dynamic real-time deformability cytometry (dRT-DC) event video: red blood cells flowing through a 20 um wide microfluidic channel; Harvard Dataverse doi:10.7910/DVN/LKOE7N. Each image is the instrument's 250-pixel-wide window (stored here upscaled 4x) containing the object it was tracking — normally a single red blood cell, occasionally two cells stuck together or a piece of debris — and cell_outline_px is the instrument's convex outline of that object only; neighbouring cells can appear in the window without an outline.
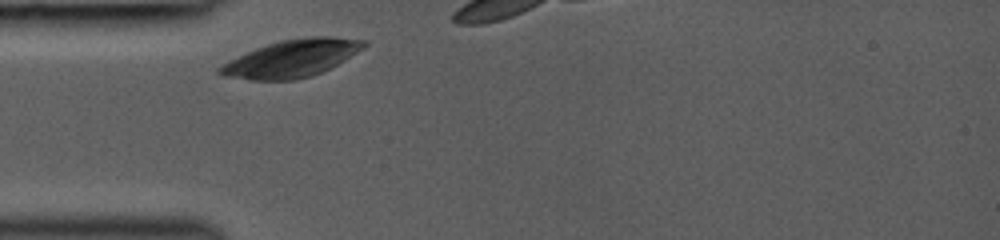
{"species": "common noctule bat (a hibernating species)", "species_latin": "Nyctalus noctula", "temperature_condition": "room temperature", "stored_images_in_passage": 3, "camera_frame_rate_fps": 3000, "um_per_image_px": 0.085, "animal": {"sex": "female", "body_mass_g": 19.0, "forearm_length_mm": 53.3}, "frame": {"image": 1, "passage_image": 1, "time_ms": 0.0, "image_size_px": [1000, 240], "cell_outline_px": [[368, 44], [364, 48], [344, 60], [312, 76], [296, 80], [252, 80], [224, 76], [216, 72], [216, 68], [228, 60], [256, 48], [280, 40], [308, 36], [332, 36], [368, 40]], "centroid_in_image_um": [24.79, 4.96], "position_along_channel_um": 60.2, "area_um2": 31.44}}